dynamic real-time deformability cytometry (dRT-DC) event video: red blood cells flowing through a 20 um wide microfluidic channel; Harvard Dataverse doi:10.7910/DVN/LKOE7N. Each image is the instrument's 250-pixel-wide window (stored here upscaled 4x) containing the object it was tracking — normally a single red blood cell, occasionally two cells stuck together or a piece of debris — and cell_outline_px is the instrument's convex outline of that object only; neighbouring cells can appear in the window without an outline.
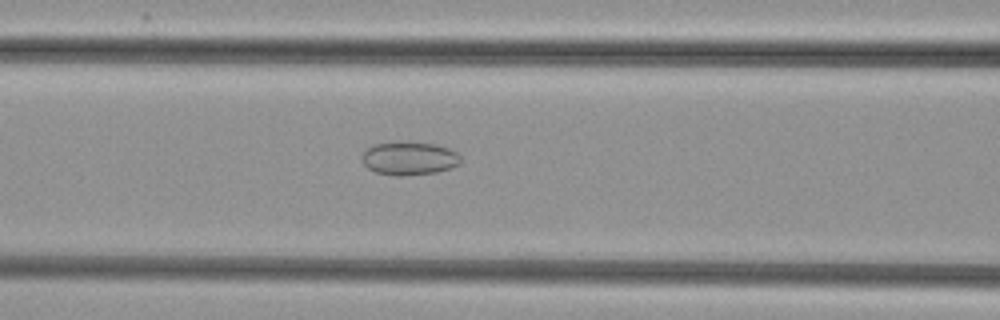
{"species": "common noctule bat (a hibernating species)", "species_latin": "Nyctalus noctula", "temperature_condition": "cold", "stored_images_in_passage": 53, "camera_frame_rate_fps": 3000, "um_per_image_px": 0.085, "animal": {"sex": "female", "body_mass_g": 29.2, "forearm_length_mm": 56.3}, "frame": {"image": 1, "passage_image": 23, "time_ms": 7.333, "image_size_px": [1000, 320], "cell_outline_px": [[460, 164], [452, 168], [436, 172], [404, 176], [396, 176], [376, 172], [368, 168], [360, 160], [360, 156], [364, 148], [376, 144], [400, 140], [436, 144], [448, 148], [456, 152], [460, 156]], "centroid_in_image_um": [34.74, 13.44], "position_along_channel_um": 131.9, "area_um2": 19.71}}
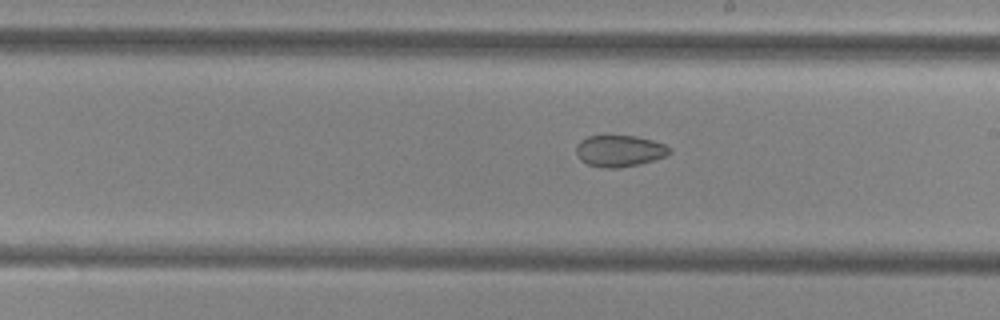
{"frame": {"image": 2, "passage_image": 31, "time_ms": 10.0, "image_size_px": [1000, 320], "cell_outline_px": [[672, 152], [664, 156], [652, 160], [620, 168], [604, 168], [588, 164], [580, 160], [576, 152], [576, 144], [580, 140], [588, 136], [636, 136], [652, 140], [664, 144], [672, 148]], "centroid_in_image_um": [52.64, 12.82], "position_along_channel_um": 236.4, "area_um2": 17.05}}
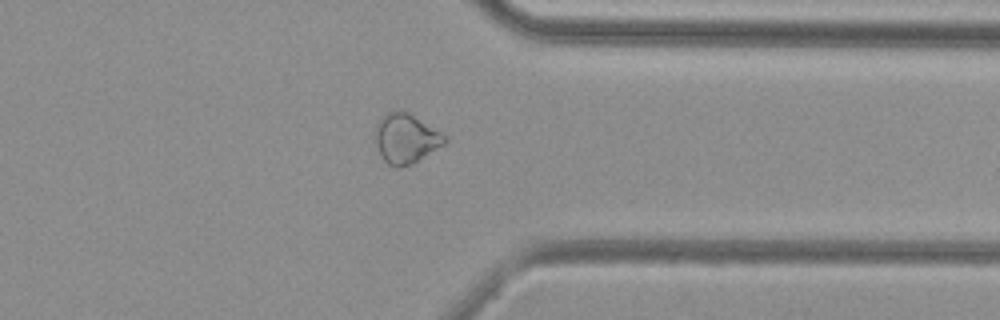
{"frame": {"image": 3, "passage_image": 42, "time_ms": 13.667, "image_size_px": [1000, 320], "cell_outline_px": [[448, 140], [444, 144], [412, 164], [400, 168], [396, 168], [388, 164], [380, 156], [372, 136], [376, 124], [388, 112], [408, 112], [448, 136]], "centroid_in_image_um": [34.47, 11.8], "position_along_channel_um": 376.9, "area_um2": 20.23}}